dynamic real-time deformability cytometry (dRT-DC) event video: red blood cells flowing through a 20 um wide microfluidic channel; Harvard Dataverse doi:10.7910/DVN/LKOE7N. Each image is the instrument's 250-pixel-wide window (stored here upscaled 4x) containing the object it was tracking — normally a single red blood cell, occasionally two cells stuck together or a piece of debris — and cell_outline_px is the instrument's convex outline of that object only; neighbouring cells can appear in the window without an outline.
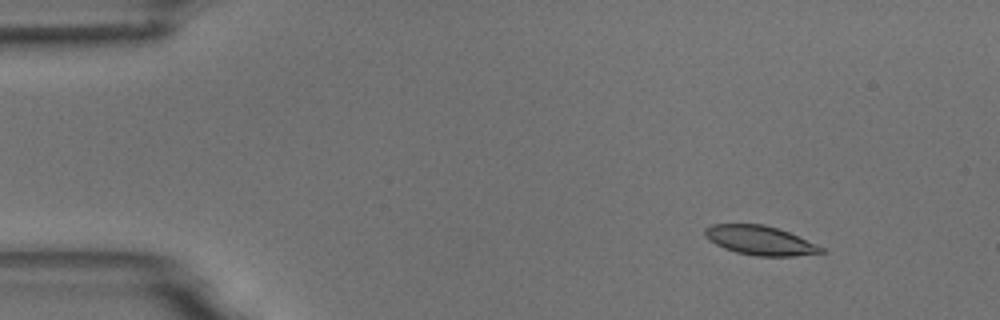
{"species": "common noctule bat (a hibernating species)", "species_latin": "Nyctalus noctula", "temperature_condition": "room temperature", "stored_images_in_passage": 5, "camera_frame_rate_fps": 3000, "um_per_image_px": 0.085, "animal": {"sex": "male", "body_mass_g": 18.8}, "frame": {"image": 1, "passage_image": 2, "time_ms": 1.0, "image_size_px": [1000, 320], "cell_outline_px": [[828, 252], [792, 256], [756, 256], [736, 252], [724, 248], [708, 240], [704, 236], [704, 228], [712, 224], [764, 224], [788, 232], [816, 244], [824, 248]], "centroid_in_image_um": [64.58, 20.43], "position_along_channel_um": 20.4, "area_um2": 19.77}}
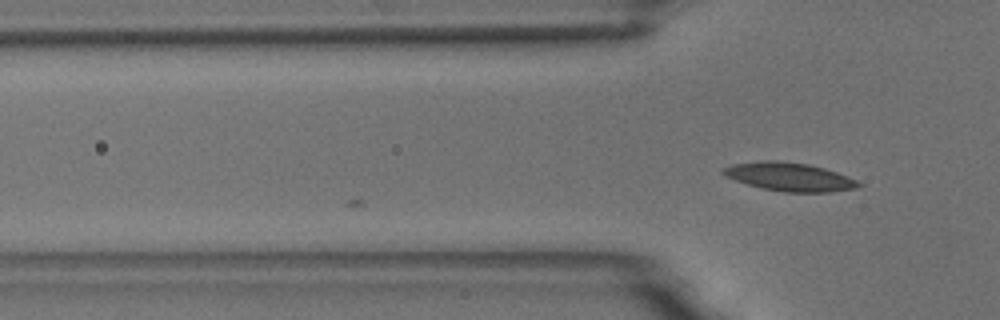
{"frame": {"image": 2, "passage_image": 5, "time_ms": 4.333, "image_size_px": [1000, 320], "cell_outline_px": [[864, 184], [856, 188], [828, 192], [784, 192], [764, 188], [748, 184], [724, 176], [720, 172], [724, 168], [732, 164], [764, 160], [780, 160], [808, 164], [824, 168], [848, 176]], "centroid_in_image_um": [67.11, 15.02], "position_along_channel_um": 58.7, "area_um2": 22.37}}